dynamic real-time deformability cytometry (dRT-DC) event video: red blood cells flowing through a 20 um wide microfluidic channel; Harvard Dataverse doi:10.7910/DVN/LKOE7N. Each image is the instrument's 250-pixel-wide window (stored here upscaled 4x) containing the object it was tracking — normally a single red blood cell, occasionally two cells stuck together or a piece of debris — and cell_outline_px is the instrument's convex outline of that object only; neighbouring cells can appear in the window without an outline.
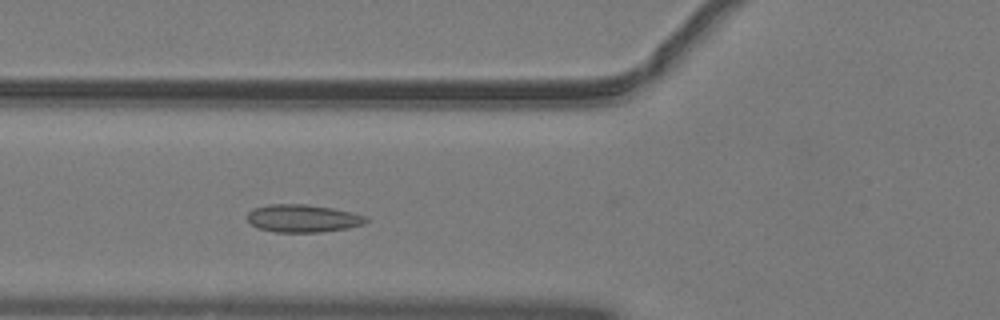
{"species": "common noctule bat (a hibernating species)", "species_latin": "Nyctalus noctula", "temperature_condition": "warm", "stored_images_in_passage": 40, "camera_frame_rate_fps": 3000, "um_per_image_px": 0.085, "animal": {"sex": "male", "body_mass_g": 19.2, "forearm_length_mm": 51.8}, "frame": {"image": 1, "passage_image": 8, "time_ms": 2.333, "image_size_px": [1000, 320], "cell_outline_px": [[368, 220], [364, 224], [348, 228], [320, 232], [276, 232], [260, 228], [252, 224], [248, 220], [248, 212], [256, 208], [268, 204], [304, 204], [332, 208], [352, 212], [368, 216]], "centroid_in_image_um": [25.79, 18.56], "position_along_channel_um": 100.0, "area_um2": 19.07}}
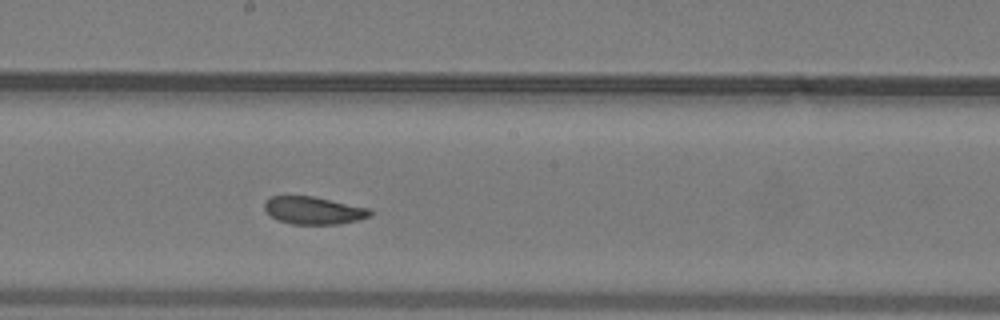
{"frame": {"image": 2, "passage_image": 17, "time_ms": 5.333, "image_size_px": [1000, 320], "cell_outline_px": [[372, 216], [340, 224], [292, 224], [280, 220], [272, 216], [264, 208], [264, 204], [272, 196], [312, 196], [372, 208]], "centroid_in_image_um": [26.72, 17.88], "position_along_channel_um": 221.5, "area_um2": 16.88}}
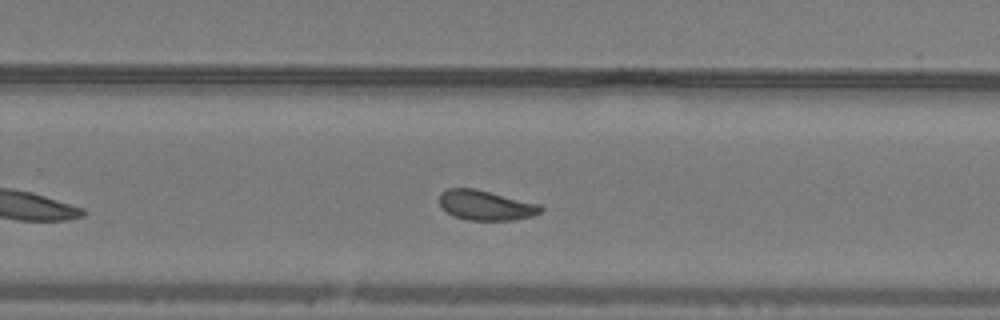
{"frame": {"image": 3, "passage_image": 22, "time_ms": 7.0, "image_size_px": [1000, 320], "cell_outline_px": [[544, 208], [540, 212], [532, 216], [512, 220], [468, 220], [452, 216], [440, 208], [440, 192], [448, 188], [476, 188], [540, 204]], "centroid_in_image_um": [41.26, 17.44], "position_along_channel_um": 288.5, "area_um2": 17.86}, "authors_computed_cell_mechanics": {"area_um2": 18.0047, "velocity_mm_per_s": 4.0491, "shape_relaxation_time_tau1_ms": 5.8267, "shape_relaxation_time_tau2_ms": null, "deformation_change_tau1": 0.1106, "deformation_change_tau2": null}}